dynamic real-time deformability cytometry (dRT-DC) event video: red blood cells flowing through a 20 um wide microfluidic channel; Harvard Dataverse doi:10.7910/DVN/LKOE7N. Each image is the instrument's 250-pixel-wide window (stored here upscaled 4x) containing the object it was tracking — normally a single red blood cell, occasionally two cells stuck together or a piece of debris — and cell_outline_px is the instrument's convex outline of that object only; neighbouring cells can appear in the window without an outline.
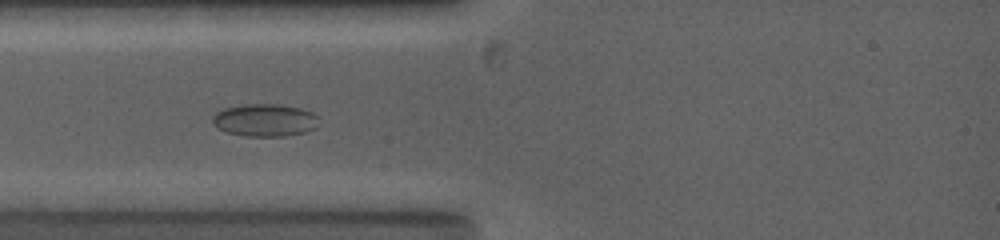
{"species": "common noctule bat (a hibernating species)", "species_latin": "Nyctalus noctula", "temperature_condition": "warm", "stored_images_in_passage": 31, "camera_frame_rate_fps": 5000, "um_per_image_px": 0.085, "animal": {"sex": "female", "body_mass_g": 19.0, "forearm_length_mm": 53.3}, "frame": {"image": 1, "passage_image": 1, "time_ms": 0.0, "image_size_px": [1000, 240], "cell_outline_px": [[320, 116], [316, 128], [304, 132], [284, 136], [244, 136], [228, 132], [216, 128], [212, 124], [212, 116], [216, 112], [224, 108], [244, 104], [276, 104], [300, 108], [312, 112]], "centroid_in_image_um": [22.5, 10.21], "position_along_channel_um": 62.5, "area_um2": 20.35}}
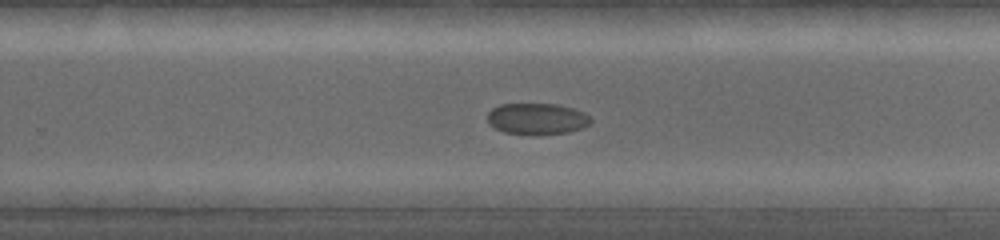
{"frame": {"image": 2, "passage_image": 12, "time_ms": 6.2, "image_size_px": [1000, 240], "cell_outline_px": [[592, 124], [568, 132], [536, 136], [504, 132], [488, 124], [488, 112], [492, 108], [500, 104], [556, 104], [572, 108], [584, 112], [592, 120]], "centroid_in_image_um": [45.64, 10.11], "position_along_channel_um": 284.2, "area_um2": 19.07}}
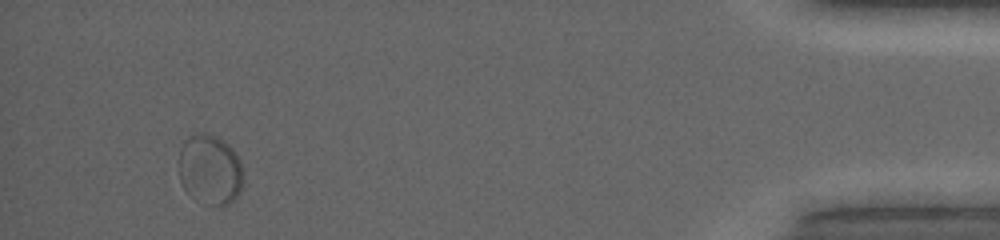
{"frame": {"image": 3, "passage_image": 25, "time_ms": 12.6, "image_size_px": [1000, 240], "cell_outline_px": [[244, 180], [240, 192], [228, 204], [208, 204], [188, 192], [184, 188], [180, 180], [180, 148], [184, 140], [188, 136], [196, 132], [208, 132], [224, 140], [236, 152], [240, 160], [244, 172]], "centroid_in_image_um": [17.89, 14.35], "position_along_channel_um": 417.3, "area_um2": 26.41}}